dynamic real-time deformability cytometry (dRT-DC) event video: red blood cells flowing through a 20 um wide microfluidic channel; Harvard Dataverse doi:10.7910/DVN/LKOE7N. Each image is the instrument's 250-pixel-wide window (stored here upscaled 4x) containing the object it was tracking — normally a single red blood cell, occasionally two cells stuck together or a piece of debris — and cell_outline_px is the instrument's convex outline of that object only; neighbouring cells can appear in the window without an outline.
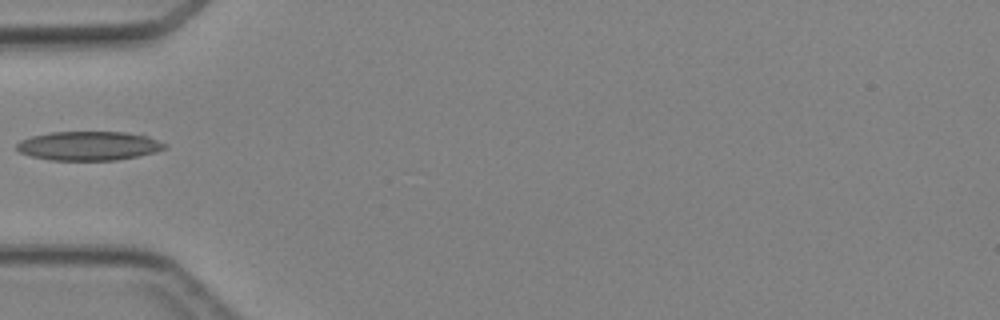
{"species": "Egyptian fruit bat (a non-hibernating species)", "species_latin": "Rousettus aegyptiacus", "temperature_condition": "cold", "stored_images_in_passage": 4, "camera_frame_rate_fps": 3000, "um_per_image_px": 0.085, "animal": {"sex": "female"}, "frame": {"image": 1, "passage_image": 4, "time_ms": 3.333, "image_size_px": [1000, 320], "cell_outline_px": [[168, 148], [156, 152], [116, 160], [52, 160], [32, 156], [20, 152], [16, 148], [16, 144], [20, 140], [32, 136], [52, 132], [124, 132], [148, 136], [168, 144]], "centroid_in_image_um": [7.58, 12.39], "position_along_channel_um": 77.4, "area_um2": 25.03}}